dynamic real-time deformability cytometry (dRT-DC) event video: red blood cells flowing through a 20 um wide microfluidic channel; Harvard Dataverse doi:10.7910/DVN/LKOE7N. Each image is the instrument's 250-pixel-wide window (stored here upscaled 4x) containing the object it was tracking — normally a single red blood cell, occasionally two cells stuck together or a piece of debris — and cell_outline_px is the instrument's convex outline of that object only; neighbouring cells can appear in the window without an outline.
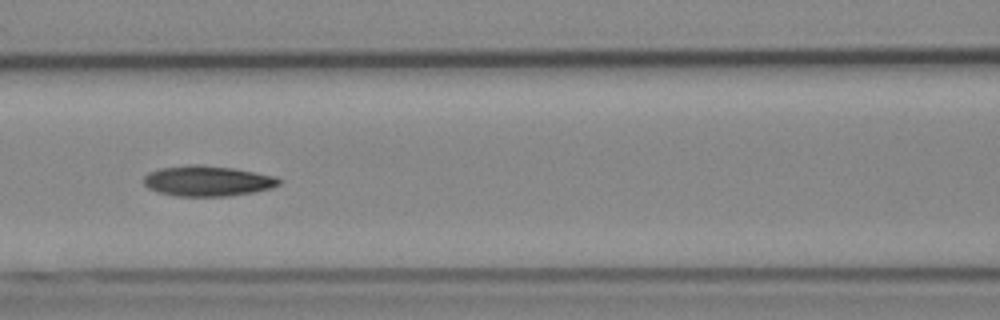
{"species": "Egyptian fruit bat (a non-hibernating species)", "species_latin": "Rousettus aegyptiacus", "temperature_condition": "cold", "stored_images_in_passage": 53, "camera_frame_rate_fps": 3000, "um_per_image_px": 0.085, "animal": {"sex": "female"}, "frame": {"image": 1, "passage_image": 23, "time_ms": 7.333, "image_size_px": [1000, 320], "cell_outline_px": [[280, 184], [272, 188], [252, 192], [228, 196], [176, 196], [156, 192], [148, 188], [144, 184], [144, 176], [148, 172], [160, 168], [188, 164], [200, 164], [232, 168], [256, 172], [276, 176], [280, 180]], "centroid_in_image_um": [17.61, 15.37], "position_along_channel_um": 149.0, "area_um2": 24.16}}
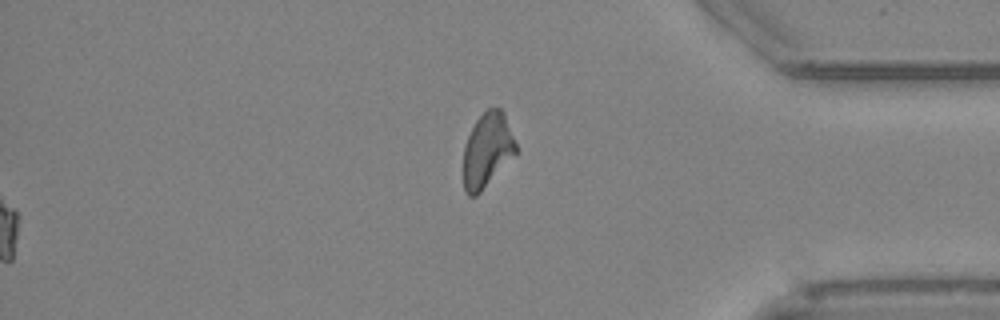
{"frame": {"image": 2, "passage_image": 53, "time_ms": 17.333, "image_size_px": [1000, 320], "cell_outline_px": [[516, 152], [480, 192], [476, 196], [468, 196], [464, 188], [464, 148], [468, 136], [476, 120], [488, 108], [500, 108], [504, 112], [516, 144]], "centroid_in_image_um": [41.4, 12.74], "position_along_channel_um": 393.8, "area_um2": 22.2}, "authors_computed_cell_mechanics": {"area_um2": 22.9466, "velocity_mm_per_s": 3.8773, "shape_relaxation_time_tau1_ms": 7.563, "shape_relaxation_time_tau2_ms": 9.9156, "deformation_change_tau1": 0.1566, "deformation_change_tau2": 0.1667}}